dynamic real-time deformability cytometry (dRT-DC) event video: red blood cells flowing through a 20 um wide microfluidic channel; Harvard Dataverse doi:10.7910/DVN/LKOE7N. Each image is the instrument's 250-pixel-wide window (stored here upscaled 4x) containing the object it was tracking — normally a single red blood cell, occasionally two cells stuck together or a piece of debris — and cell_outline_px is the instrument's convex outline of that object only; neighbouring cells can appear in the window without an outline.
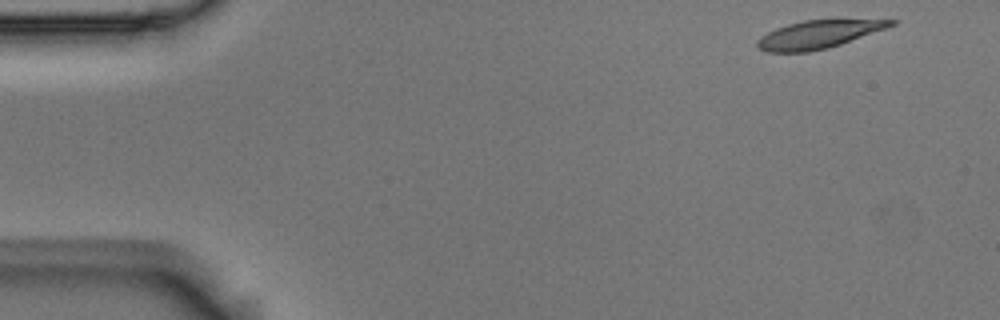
{"species": "Egyptian fruit bat (a non-hibernating species)", "species_latin": "Rousettus aegyptiacus", "temperature_condition": "room temperature", "stored_images_in_passage": 52, "camera_frame_rate_fps": 3000, "um_per_image_px": 0.085, "animal": {"sex": "male"}, "frame": {"image": 1, "passage_image": 1, "time_ms": 0.0, "image_size_px": [1000, 320], "cell_outline_px": [[900, 20], [896, 24], [840, 44], [828, 48], [808, 52], [768, 52], [760, 48], [756, 44], [756, 40], [760, 36], [776, 28], [788, 24], [804, 20]], "centroid_in_image_um": [69.51, 2.93], "position_along_channel_um": 15.5, "area_um2": 21.39}}
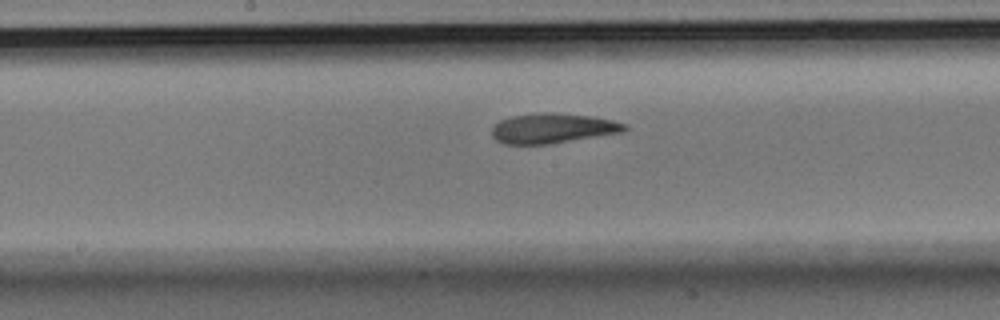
{"frame": {"image": 2, "passage_image": 25, "time_ms": 8.0, "image_size_px": [1000, 320], "cell_outline_px": [[628, 128], [624, 132], [552, 144], [504, 144], [496, 140], [492, 136], [492, 128], [500, 120], [512, 116], [544, 112], [548, 112], [592, 116], [612, 120], [628, 124]], "centroid_in_image_um": [47.01, 10.91], "position_along_channel_um": 201.2, "area_um2": 23.29}}
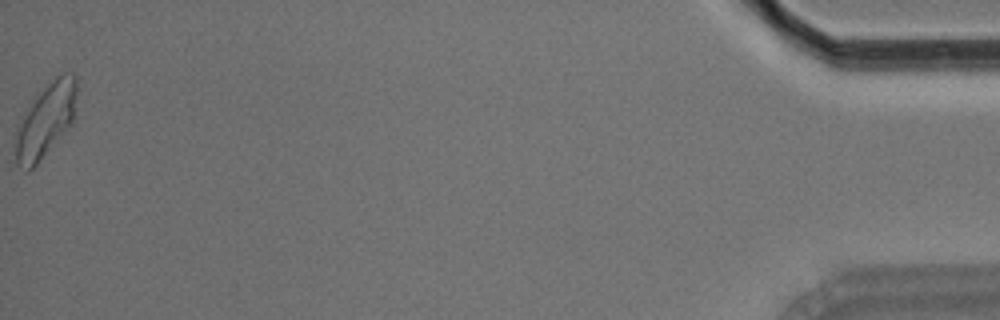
{"frame": {"image": 3, "passage_image": 52, "time_ms": 17.0, "image_size_px": [1000, 320], "cell_outline_px": [[76, 96], [72, 124], [36, 164], [28, 172], [24, 172], [16, 164], [12, 144], [16, 124], [20, 116], [32, 96], [36, 92], [56, 76], [64, 72], [72, 72], [76, 76]], "centroid_in_image_um": [3.78, 10.22], "position_along_channel_um": 431.4, "area_um2": 27.51}, "authors_computed_cell_mechanics": {"area_um2": 23.1778, "velocity_mm_per_s": 3.6529, "shape_relaxation_time_tau1_ms": 5.5612, "shape_relaxation_time_tau2_ms": 1.9214, "deformation_change_tau1": 0.1939, "deformation_change_tau2": 0.0983}}